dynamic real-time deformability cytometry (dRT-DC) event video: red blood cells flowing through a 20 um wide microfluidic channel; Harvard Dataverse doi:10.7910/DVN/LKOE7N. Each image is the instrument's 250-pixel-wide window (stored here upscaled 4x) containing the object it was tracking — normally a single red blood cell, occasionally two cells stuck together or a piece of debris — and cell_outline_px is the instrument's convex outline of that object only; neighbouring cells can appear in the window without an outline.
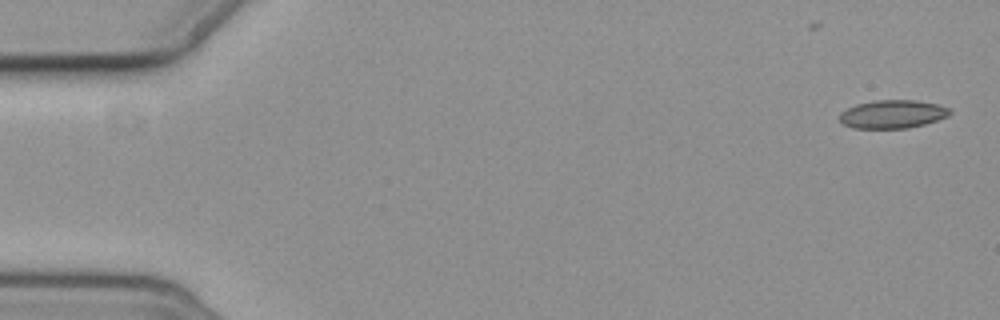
{"species": "common noctule bat (a hibernating species)", "species_latin": "Nyctalus noctula", "temperature_condition": "cold", "stored_images_in_passage": 5, "camera_frame_rate_fps": 3000, "um_per_image_px": 0.085, "animal": {"sex": "female", "body_mass_g": 19.3, "forearm_length_mm": 54.1}, "frame": {"image": 1, "passage_image": 1, "time_ms": 0.0, "image_size_px": [1000, 320], "cell_outline_px": [[952, 112], [948, 116], [924, 124], [908, 128], [852, 128], [844, 124], [840, 120], [840, 112], [856, 104], [876, 100], [916, 100], [940, 104], [948, 108]], "centroid_in_image_um": [75.88, 9.69], "position_along_channel_um": 9.1, "area_um2": 18.15}}
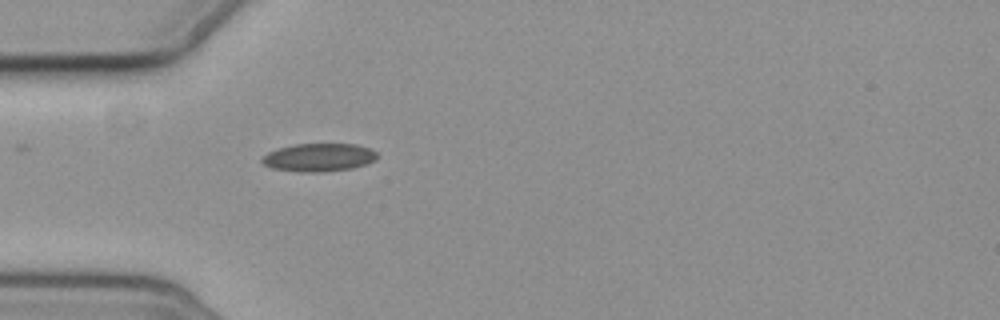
{"frame": {"image": 2, "passage_image": 5, "time_ms": 5.333, "image_size_px": [1000, 320], "cell_outline_px": [[380, 156], [376, 160], [352, 168], [312, 172], [304, 172], [272, 168], [264, 164], [260, 160], [268, 152], [280, 148], [296, 144], [356, 144], [368, 148], [376, 152]], "centroid_in_image_um": [27.12, 13.37], "position_along_channel_um": 57.9, "area_um2": 18.55}}